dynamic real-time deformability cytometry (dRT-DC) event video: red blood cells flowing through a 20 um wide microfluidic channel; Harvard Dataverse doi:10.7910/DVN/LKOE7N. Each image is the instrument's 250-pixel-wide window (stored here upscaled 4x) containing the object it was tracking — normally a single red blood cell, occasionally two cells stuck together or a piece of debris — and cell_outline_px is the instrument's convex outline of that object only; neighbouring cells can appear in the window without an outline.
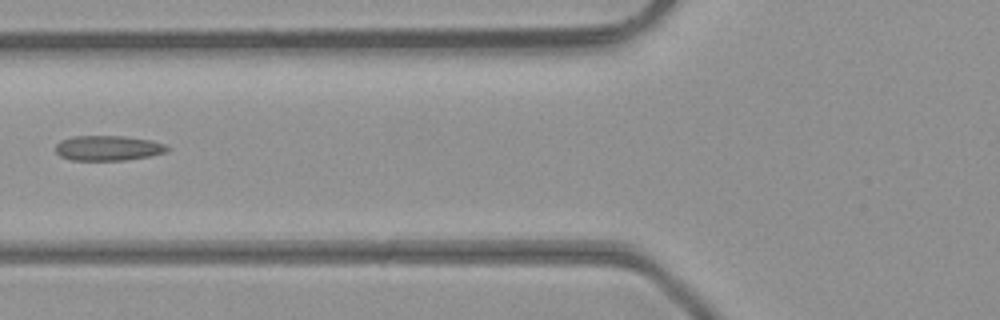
{"species": "common noctule bat (a hibernating species)", "species_latin": "Nyctalus noctula", "temperature_condition": "room temperature", "stored_images_in_passage": 6, "camera_frame_rate_fps": 3000, "um_per_image_px": 0.085, "animal": {"sex": "male", "body_mass_g": 23.1, "forearm_length_mm": 52.7}, "frame": {"image": 1, "passage_image": 6, "time_ms": 1.667, "image_size_px": [1000, 320], "cell_outline_px": [[168, 148], [164, 152], [148, 156], [124, 160], [72, 160], [60, 156], [56, 152], [56, 144], [60, 140], [72, 136], [124, 136], [152, 140], [164, 144]], "centroid_in_image_um": [9.13, 12.58], "position_along_channel_um": 116.7, "area_um2": 16.18}}